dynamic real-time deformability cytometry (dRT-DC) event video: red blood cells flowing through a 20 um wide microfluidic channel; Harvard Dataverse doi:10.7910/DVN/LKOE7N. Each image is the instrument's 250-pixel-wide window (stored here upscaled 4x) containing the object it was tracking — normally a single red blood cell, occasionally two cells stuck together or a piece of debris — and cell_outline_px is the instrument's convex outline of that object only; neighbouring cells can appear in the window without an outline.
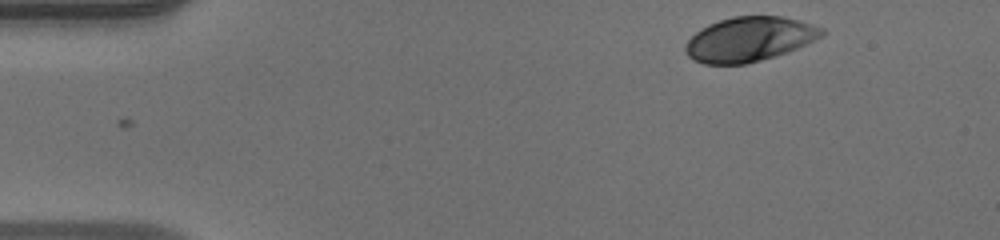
{"species": "human", "species_latin": "Homo sapiens", "temperature_condition": "warm", "stored_images_in_passage": 45, "camera_frame_rate_fps": 3000, "um_per_image_px": 0.085, "donor": {"sex": "male"}, "frame": {"image": 1, "passage_image": 1, "time_ms": 0.0, "image_size_px": [1000, 240], "cell_outline_px": [[824, 32], [820, 36], [788, 52], [760, 60], [744, 64], [704, 64], [692, 60], [684, 52], [684, 44], [700, 28], [708, 24], [732, 16], [780, 16], [800, 20], [824, 28]], "centroid_in_image_um": [63.64, 3.33], "position_along_channel_um": 21.4, "area_um2": 35.32}}
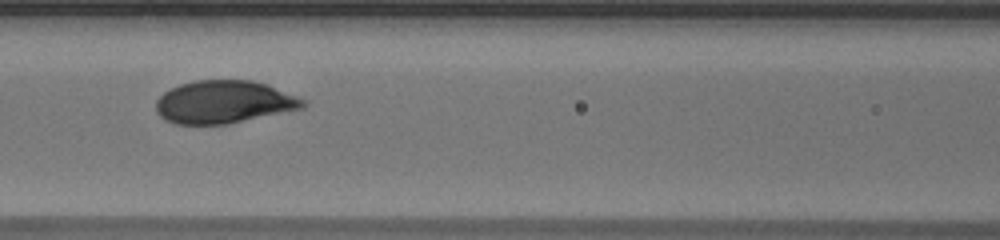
{"frame": {"image": 2, "passage_image": 17, "time_ms": 5.333, "image_size_px": [1000, 240], "cell_outline_px": [[308, 104], [304, 108], [228, 124], [176, 124], [164, 120], [156, 112], [156, 100], [168, 88], [180, 84], [196, 80], [252, 80], [264, 84], [296, 96], [304, 100]], "centroid_in_image_um": [18.99, 8.68], "position_along_channel_um": 147.6, "area_um2": 36.65}}
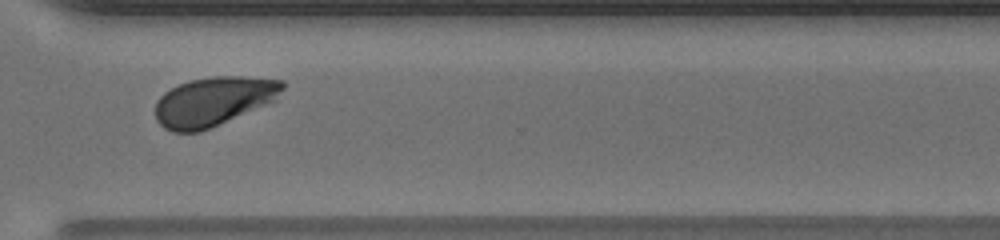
{"frame": {"image": 3, "passage_image": 32, "time_ms": 10.333, "image_size_px": [1000, 240], "cell_outline_px": [[284, 88], [276, 100], [200, 132], [172, 132], [164, 128], [156, 120], [156, 100], [164, 92], [180, 84], [192, 80], [212, 76], [244, 76], [284, 80]], "centroid_in_image_um": [18.15, 8.61], "position_along_channel_um": 352.5, "area_um2": 36.3}, "authors_computed_cell_mechanics": {"area_um2": 36.4718, "velocity_mm_per_s": 4.0998, "shape_relaxation_time_tau1_ms": 2.7966, "shape_relaxation_time_tau2_ms": null, "deformation_change_tau1": 0.1564, "deformation_change_tau2": null}}